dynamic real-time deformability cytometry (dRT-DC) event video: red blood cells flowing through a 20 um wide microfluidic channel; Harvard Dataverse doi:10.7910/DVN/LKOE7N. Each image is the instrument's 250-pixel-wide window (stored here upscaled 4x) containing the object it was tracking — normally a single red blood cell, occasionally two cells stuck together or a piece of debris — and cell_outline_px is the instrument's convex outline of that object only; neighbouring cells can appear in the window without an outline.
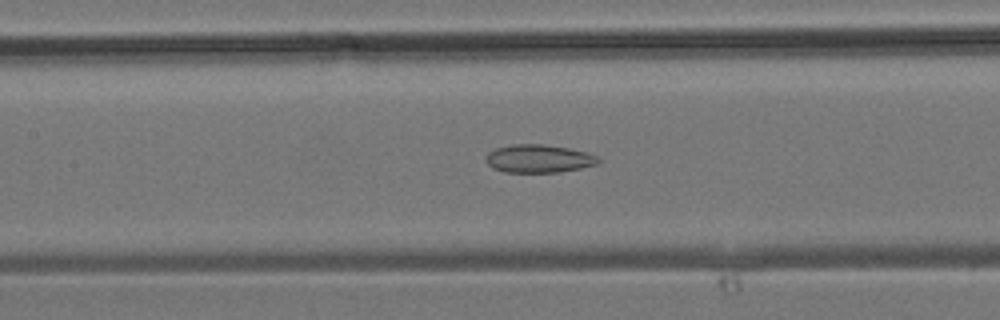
{"species": "common noctule bat (a hibernating species)", "species_latin": "Nyctalus noctula", "temperature_condition": "room temperature", "stored_images_in_passage": 36, "camera_frame_rate_fps": 3000, "um_per_image_px": 0.085, "animal": {"sex": "male", "body_mass_g": 19.2, "forearm_length_mm": 51.8}, "frame": {"image": 1, "passage_image": 17, "time_ms": 5.333, "image_size_px": [1000, 320], "cell_outline_px": [[600, 160], [596, 164], [580, 168], [560, 172], [504, 172], [492, 168], [484, 160], [488, 152], [496, 148], [512, 144], [544, 144], [568, 148], [588, 152], [596, 156]], "centroid_in_image_um": [45.76, 13.48], "position_along_channel_um": 161.6, "area_um2": 18.44}}
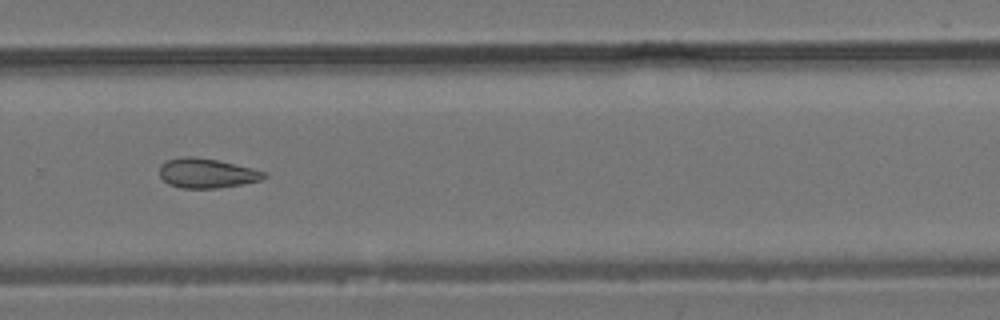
{"frame": {"image": 2, "passage_image": 25, "time_ms": 8.0, "image_size_px": [1000, 320], "cell_outline_px": [[268, 176], [260, 180], [220, 188], [180, 188], [168, 184], [160, 176], [160, 164], [168, 160], [184, 156], [188, 156], [216, 160], [252, 168], [268, 172]], "centroid_in_image_um": [17.58, 14.73], "position_along_channel_um": 312.2, "area_um2": 17.92}}
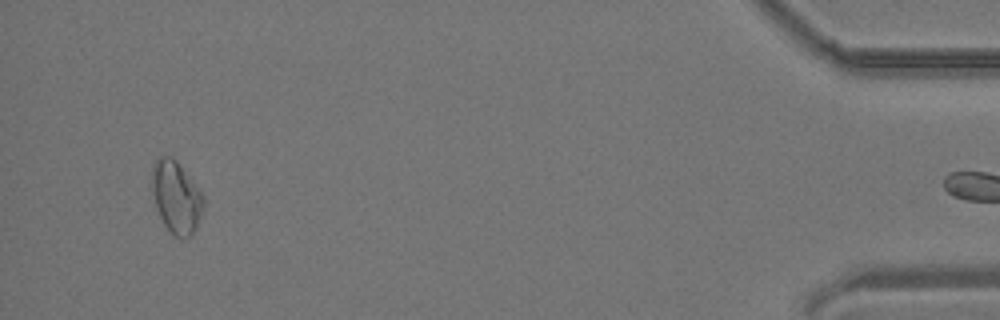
{"frame": {"image": 3, "passage_image": 35, "time_ms": 11.333, "image_size_px": [1000, 320], "cell_outline_px": [[204, 208], [196, 228], [192, 236], [180, 240], [172, 236], [164, 224], [156, 208], [152, 192], [152, 164], [160, 156], [168, 156], [176, 160], [200, 188], [204, 196]], "centroid_in_image_um": [15.0, 16.79], "position_along_channel_um": 420.2, "area_um2": 22.14}}